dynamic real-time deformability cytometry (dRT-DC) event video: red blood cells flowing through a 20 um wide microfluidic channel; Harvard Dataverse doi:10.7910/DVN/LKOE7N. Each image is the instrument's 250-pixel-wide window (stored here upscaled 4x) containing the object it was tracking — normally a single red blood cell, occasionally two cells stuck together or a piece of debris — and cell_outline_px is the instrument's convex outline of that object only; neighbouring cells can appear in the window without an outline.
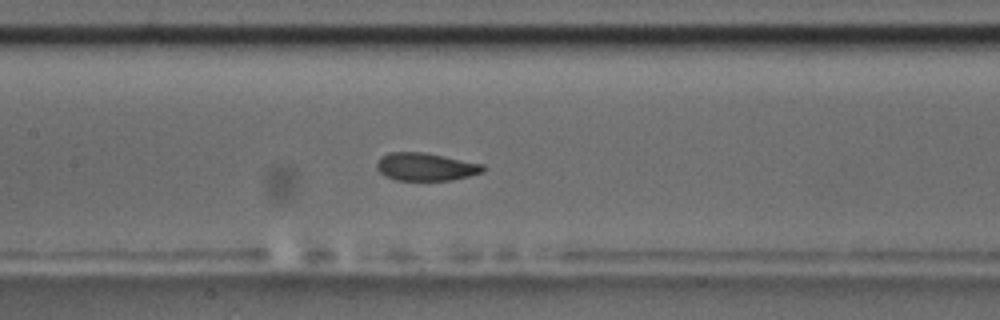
{"species": "common noctule bat (a hibernating species)", "species_latin": "Nyctalus noctula", "temperature_condition": "room temperature", "stored_images_in_passage": 51, "camera_frame_rate_fps": 3000, "um_per_image_px": 0.085, "animal": {"sex": "male", "body_mass_g": 17.5, "forearm_length_mm": 52.3}, "frame": {"image": 1, "passage_image": 22, "time_ms": 7.0, "image_size_px": [1000, 320], "cell_outline_px": [[488, 168], [484, 172], [452, 180], [396, 180], [384, 176], [376, 168], [376, 164], [380, 156], [388, 152], [424, 152], [484, 164]], "centroid_in_image_um": [36.19, 14.17], "position_along_channel_um": 171.2, "area_um2": 17.46}, "authors_computed_cell_mechanics": {"area_um2": 18.0914, "velocity_mm_per_s": 3.6892, "shape_relaxation_time_tau1_ms": 10.6187, "shape_relaxation_time_tau2_ms": 0.8513, "deformation_change_tau1": 0.1497, "deformation_change_tau2": 0.0635}}